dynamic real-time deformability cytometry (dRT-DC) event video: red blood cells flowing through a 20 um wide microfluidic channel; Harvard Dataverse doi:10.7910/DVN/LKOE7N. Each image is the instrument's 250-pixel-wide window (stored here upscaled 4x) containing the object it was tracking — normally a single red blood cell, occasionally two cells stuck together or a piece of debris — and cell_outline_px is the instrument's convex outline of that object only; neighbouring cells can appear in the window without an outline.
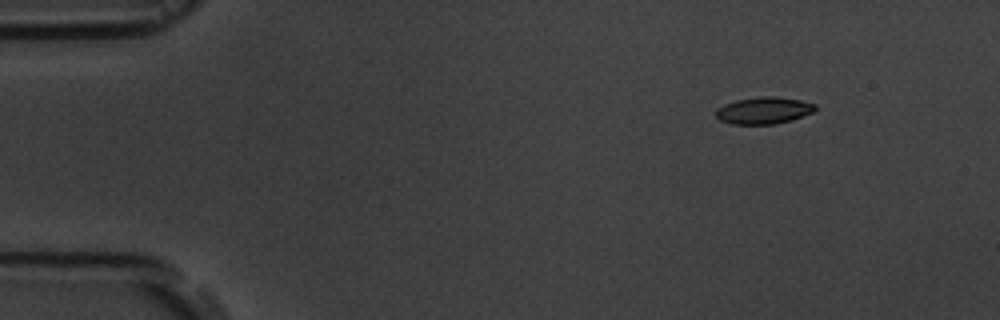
{"species": "common noctule bat (a hibernating species)", "species_latin": "Nyctalus noctula", "temperature_condition": "room temperature", "stored_images_in_passage": 4, "camera_frame_rate_fps": 3000, "um_per_image_px": 0.085, "animal": {"sex": "male", "body_mass_g": 19.5, "forearm_length_mm": 54.6}, "frame": {"image": 1, "passage_image": 2, "time_ms": 1.0, "image_size_px": [1000, 320], "cell_outline_px": [[816, 108], [812, 112], [792, 120], [776, 124], [732, 124], [720, 120], [716, 116], [716, 108], [724, 104], [736, 100], [760, 96], [772, 96], [800, 100], [816, 104]], "centroid_in_image_um": [64.9, 9.39], "position_along_channel_um": 20.1, "area_um2": 15.55}}